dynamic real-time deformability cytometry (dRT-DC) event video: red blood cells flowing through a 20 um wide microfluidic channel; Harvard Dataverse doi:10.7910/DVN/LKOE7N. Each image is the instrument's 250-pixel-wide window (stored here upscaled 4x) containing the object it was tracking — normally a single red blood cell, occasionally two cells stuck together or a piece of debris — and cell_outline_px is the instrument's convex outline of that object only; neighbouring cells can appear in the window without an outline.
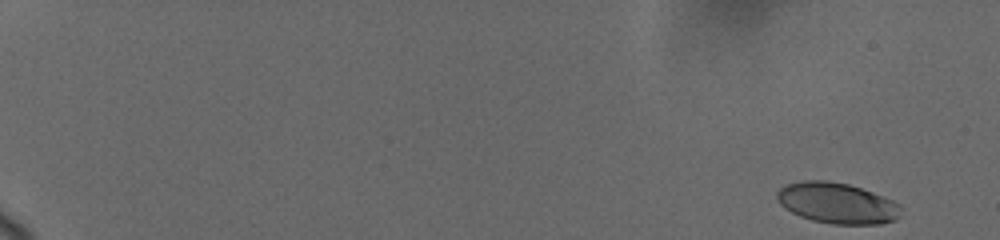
{"species": "human", "species_latin": "Homo sapiens", "temperature_condition": "cold", "stored_images_in_passage": 19, "camera_frame_rate_fps": 3000, "um_per_image_px": 0.085, "donor": {"sex": "female"}, "frame": {"image": 1, "passage_image": 1, "time_ms": 0.0, "image_size_px": [1000, 240], "cell_outline_px": [[900, 216], [896, 220], [880, 224], [832, 224], [812, 220], [800, 216], [784, 208], [776, 200], [776, 192], [780, 188], [788, 184], [804, 180], [828, 180], [848, 184], [872, 192], [892, 200], [900, 204]], "centroid_in_image_um": [71.14, 17.27], "position_along_channel_um": 13.9, "area_um2": 29.54}}
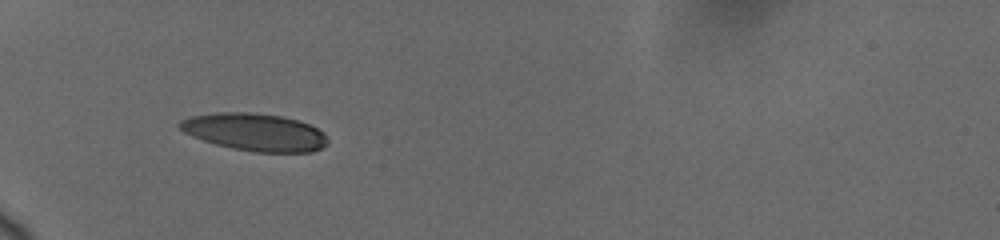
{"frame": {"image": 2, "passage_image": 17, "time_ms": 6.333, "image_size_px": [1000, 240], "cell_outline_px": [[328, 144], [312, 152], [252, 152], [232, 148], [216, 144], [192, 136], [184, 132], [176, 124], [180, 120], [192, 116], [216, 112], [252, 112], [280, 116], [296, 120], [308, 124], [324, 132], [328, 140]], "centroid_in_image_um": [21.65, 11.23], "position_along_channel_um": 63.4, "area_um2": 32.31}}
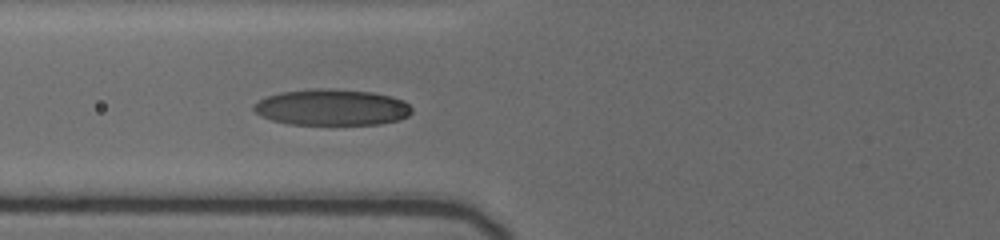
{"frame": {"image": 3, "passage_image": 19, "time_ms": 7.667, "image_size_px": [1000, 240], "cell_outline_px": [[412, 112], [408, 116], [400, 120], [380, 124], [288, 124], [272, 120], [260, 116], [252, 108], [252, 104], [268, 96], [280, 92], [312, 88], [332, 88], [372, 92], [404, 100], [412, 108]], "centroid_in_image_um": [28.2, 9.12], "position_along_channel_um": 97.6, "area_um2": 33.52}}